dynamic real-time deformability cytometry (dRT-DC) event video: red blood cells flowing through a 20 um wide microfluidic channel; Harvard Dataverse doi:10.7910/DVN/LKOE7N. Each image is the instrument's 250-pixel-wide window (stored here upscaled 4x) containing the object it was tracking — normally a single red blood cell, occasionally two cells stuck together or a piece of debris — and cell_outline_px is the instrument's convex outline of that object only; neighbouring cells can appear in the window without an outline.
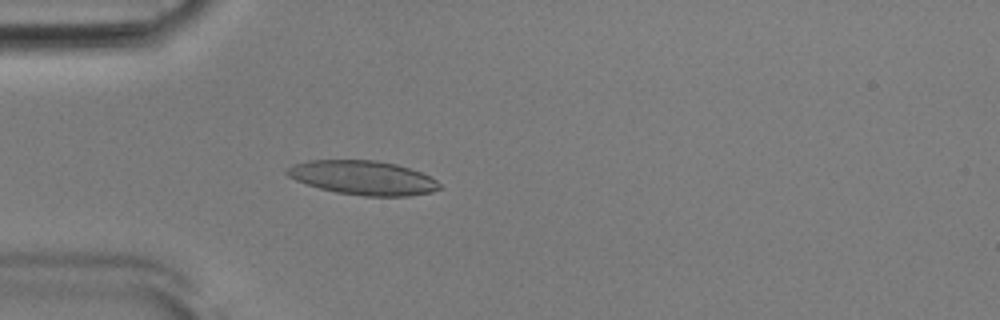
{"species": "Egyptian fruit bat (a non-hibernating species)", "species_latin": "Rousettus aegyptiacus", "temperature_condition": "room temperature", "stored_images_in_passage": 44, "camera_frame_rate_fps": 3000, "um_per_image_px": 0.085, "animal": {"sex": "male"}, "frame": {"image": 1, "passage_image": 15, "time_ms": 4.667, "image_size_px": [1000, 320], "cell_outline_px": [[440, 188], [432, 192], [408, 196], [364, 196], [336, 192], [320, 188], [296, 180], [288, 176], [284, 172], [292, 164], [308, 160], [376, 160], [396, 164], [432, 176], [440, 184]], "centroid_in_image_um": [30.86, 15.1], "position_along_channel_um": 54.1, "area_um2": 30.29}}
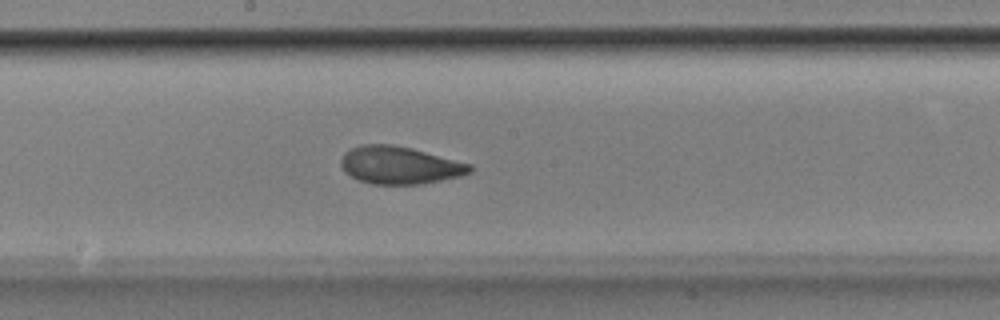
{"frame": {"image": 2, "passage_image": 28, "time_ms": 9.0, "image_size_px": [1000, 320], "cell_outline_px": [[472, 172], [460, 176], [424, 184], [372, 184], [360, 180], [344, 172], [340, 164], [340, 160], [344, 152], [360, 144], [392, 144], [412, 148], [472, 164]], "centroid_in_image_um": [33.97, 14.04], "position_along_channel_um": 214.2, "area_um2": 28.38}}
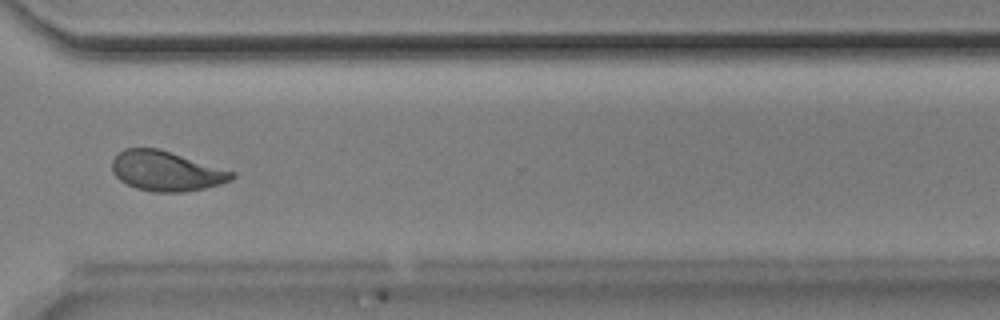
{"frame": {"image": 3, "passage_image": 39, "time_ms": 12.667, "image_size_px": [1000, 320], "cell_outline_px": [[236, 176], [232, 180], [220, 184], [204, 188], [184, 192], [152, 192], [136, 188], [120, 180], [112, 172], [112, 160], [124, 148], [156, 148], [236, 172]], "centroid_in_image_um": [14.13, 14.55], "position_along_channel_um": 356.5, "area_um2": 27.63}, "authors_computed_cell_mechanics": {"area_um2": 28.3509, "velocity_mm_per_s": 3.882, "shape_relaxation_time_tau1_ms": 3.2267, "shape_relaxation_time_tau2_ms": 1.5475, "deformation_change_tau1": 0.1345, "deformation_change_tau2": 0.0682}}